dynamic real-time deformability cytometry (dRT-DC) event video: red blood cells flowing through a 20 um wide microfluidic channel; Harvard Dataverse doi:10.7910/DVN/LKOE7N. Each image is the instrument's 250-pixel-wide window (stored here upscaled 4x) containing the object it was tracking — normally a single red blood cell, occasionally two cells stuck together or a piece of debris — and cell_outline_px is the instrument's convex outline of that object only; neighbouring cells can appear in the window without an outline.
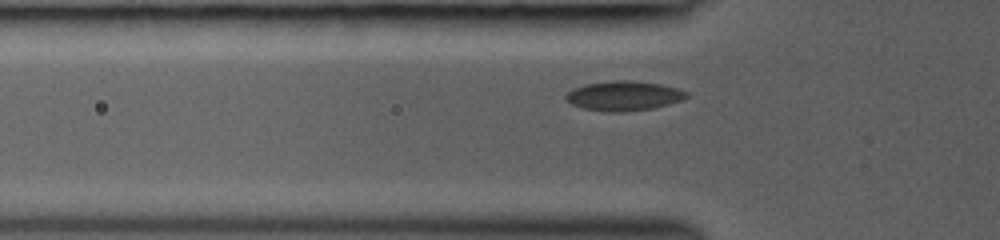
{"species": "common noctule bat (a hibernating species)", "species_latin": "Nyctalus noctula", "temperature_condition": "room temperature", "stored_images_in_passage": 17, "camera_frame_rate_fps": 3000, "um_per_image_px": 0.085, "animal": {"sex": "female", "body_mass_g": 19.0, "forearm_length_mm": 53.3}, "frame": {"image": 1, "passage_image": 6, "time_ms": 2.333, "image_size_px": [1000, 240], "cell_outline_px": [[688, 96], [680, 100], [668, 104], [652, 108], [624, 112], [604, 112], [584, 108], [572, 104], [564, 100], [564, 96], [572, 88], [584, 84], [612, 80], [628, 80], [660, 84], [676, 88], [688, 92]], "centroid_in_image_um": [52.96, 8.14], "position_along_channel_um": 72.8, "area_um2": 20.87}}
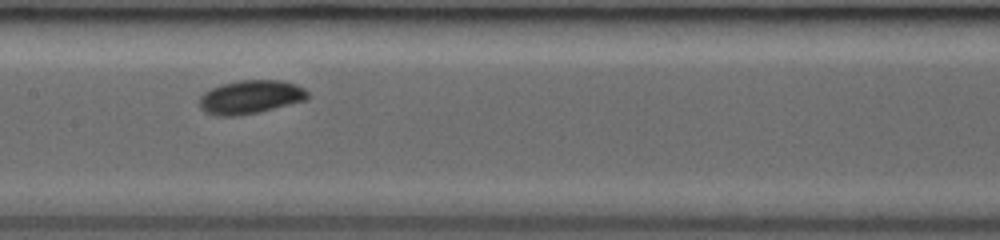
{"frame": {"image": 2, "passage_image": 11, "time_ms": 5.0, "image_size_px": [1000, 240], "cell_outline_px": [[308, 96], [304, 100], [256, 112], [236, 116], [216, 116], [204, 112], [200, 108], [200, 96], [204, 92], [212, 88], [224, 84], [240, 80], [284, 80], [296, 84], [304, 88], [308, 92]], "centroid_in_image_um": [21.26, 8.24], "position_along_channel_um": 186.1, "area_um2": 20.92}}
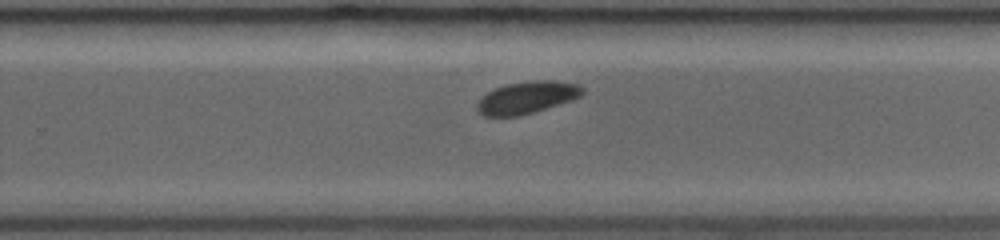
{"frame": {"image": 3, "passage_image": 16, "time_ms": 7.333, "image_size_px": [1000, 240], "cell_outline_px": [[584, 92], [580, 96], [572, 100], [520, 116], [484, 116], [476, 108], [476, 104], [488, 92], [496, 88], [508, 84], [528, 80], [556, 80], [580, 84], [584, 88]], "centroid_in_image_um": [44.84, 8.27], "position_along_channel_um": 285.0, "area_um2": 19.71}}